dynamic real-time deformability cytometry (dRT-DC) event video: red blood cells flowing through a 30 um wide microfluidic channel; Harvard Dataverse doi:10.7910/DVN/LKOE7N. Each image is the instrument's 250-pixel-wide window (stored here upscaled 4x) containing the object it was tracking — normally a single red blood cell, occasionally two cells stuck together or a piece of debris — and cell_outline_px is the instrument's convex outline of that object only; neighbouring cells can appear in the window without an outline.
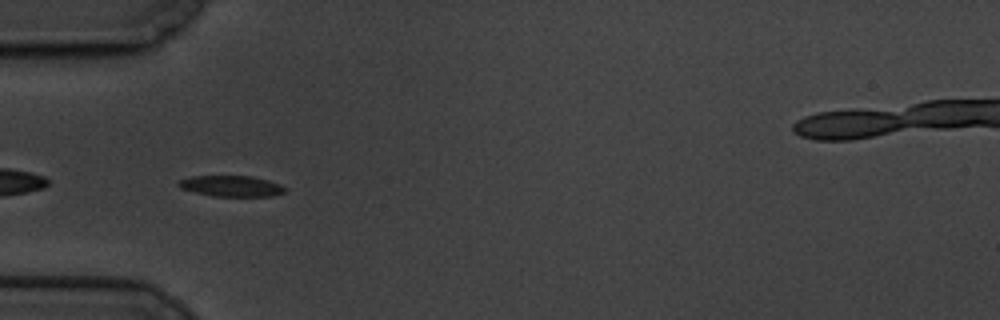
{"species": "common noctule bat (a hibernating species)", "species_latin": "Nyctalus noctula", "temperature_condition": "cold", "stored_images_in_passage": 45, "camera_frame_rate_fps": 3000, "um_per_image_px": 0.085, "animal": {"sex": "male", "body_mass_g": 19.5, "forearm_length_mm": 54.6}, "frame": {"image": 1, "passage_image": 2, "time_ms": 0.333, "image_size_px": [1000, 320], "cell_outline_px": [[288, 188], [284, 192], [272, 196], [212, 196], [180, 188], [176, 184], [180, 180], [192, 176], [252, 176], [268, 180], [280, 184]], "centroid_in_image_um": [19.68, 15.81], "position_along_channel_um": 65.3, "area_um2": 12.95}}
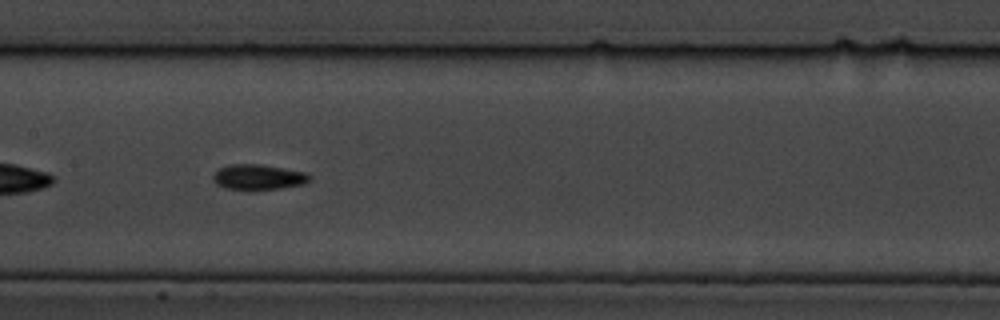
{"frame": {"image": 2, "passage_image": 13, "time_ms": 4.0, "image_size_px": [1000, 320], "cell_outline_px": [[312, 180], [304, 184], [280, 188], [252, 192], [248, 192], [224, 188], [216, 184], [212, 180], [212, 176], [220, 168], [228, 164], [260, 164], [284, 168], [304, 172], [312, 176]], "centroid_in_image_um": [21.94, 15.09], "position_along_channel_um": 185.5, "area_um2": 14.85}}
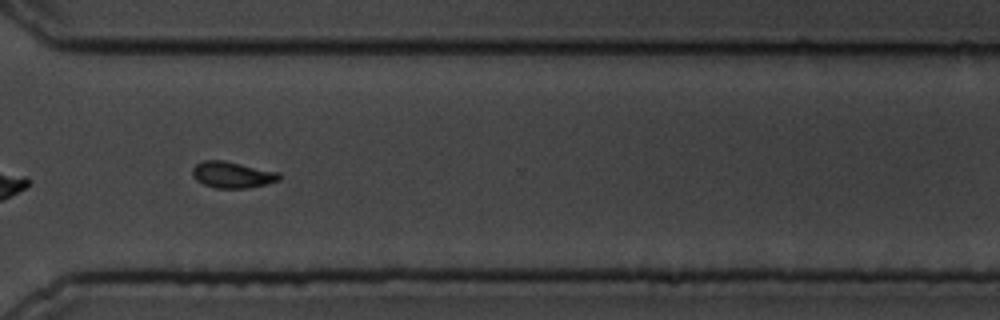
{"frame": {"image": 3, "passage_image": 28, "time_ms": 9.0, "image_size_px": [1000, 320], "cell_outline_px": [[280, 180], [248, 188], [216, 188], [204, 184], [196, 180], [192, 176], [192, 168], [196, 164], [204, 160], [224, 160], [280, 172]], "centroid_in_image_um": [19.74, 14.84], "position_along_channel_um": 350.9, "area_um2": 13.35}, "authors_computed_cell_mechanics": {"area_um2": 13.1784, "velocity_mm_per_s": 3.3131, "shape_relaxation_time_tau1_ms": 6.2327, "shape_relaxation_time_tau2_ms": 4.8002, "deformation_change_tau1": 0.1564, "deformation_change_tau2": 0.0985}}